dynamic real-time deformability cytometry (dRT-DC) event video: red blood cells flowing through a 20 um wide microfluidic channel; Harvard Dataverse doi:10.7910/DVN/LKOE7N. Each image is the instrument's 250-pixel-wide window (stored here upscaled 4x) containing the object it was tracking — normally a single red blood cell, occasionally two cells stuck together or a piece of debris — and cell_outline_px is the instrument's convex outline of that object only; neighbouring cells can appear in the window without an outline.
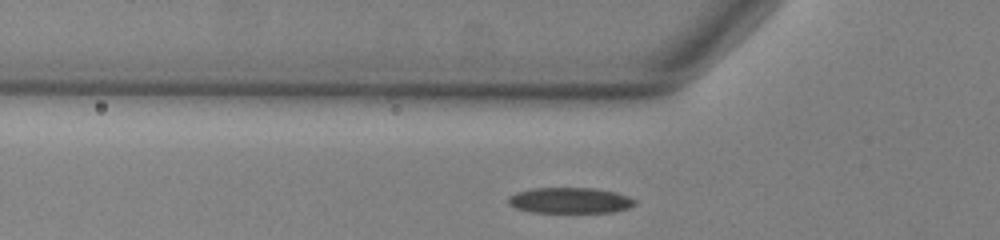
{"species": "common noctule bat (a hibernating species)", "species_latin": "Nyctalus noctula", "temperature_condition": "warm", "stored_images_in_passage": 38, "camera_frame_rate_fps": 3000, "um_per_image_px": 0.085, "animal": {"sex": "male", "body_mass_g": 13.0, "forearm_length_mm": 53.1}, "frame": {"image": 1, "passage_image": 5, "time_ms": 1.333, "image_size_px": [1000, 240], "cell_outline_px": [[636, 204], [628, 208], [612, 212], [532, 212], [516, 208], [508, 204], [508, 196], [516, 192], [532, 188], [592, 188], [612, 192], [628, 196], [636, 200]], "centroid_in_image_um": [48.41, 17.03], "position_along_channel_um": 77.4, "area_um2": 18.9}}
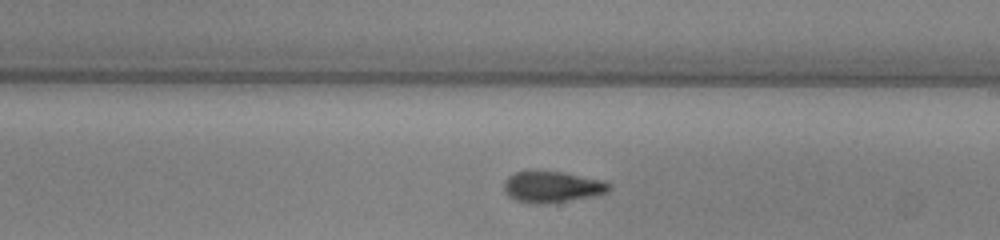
{"frame": {"image": 2, "passage_image": 18, "time_ms": 5.667, "image_size_px": [1000, 240], "cell_outline_px": [[612, 188], [608, 192], [592, 196], [536, 204], [516, 200], [508, 196], [504, 192], [504, 180], [508, 176], [516, 172], [532, 168], [560, 172], [604, 180], [612, 184]], "centroid_in_image_um": [46.89, 15.83], "position_along_channel_um": 242.1, "area_um2": 19.36}}
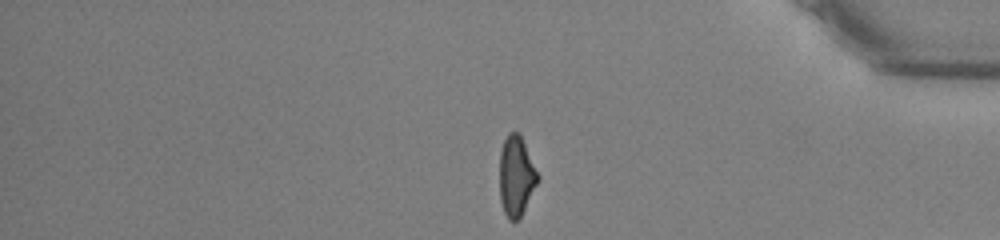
{"frame": {"image": 3, "passage_image": 32, "time_ms": 10.333, "image_size_px": [1000, 240], "cell_outline_px": [[540, 180], [520, 216], [516, 220], [508, 220], [504, 212], [500, 200], [500, 152], [504, 140], [508, 132], [516, 132], [520, 136], [540, 176]], "centroid_in_image_um": [43.88, 14.98], "position_along_channel_um": 391.3, "area_um2": 17.63}, "authors_computed_cell_mechanics": {"area_um2": 18.6116, "velocity_mm_per_s": 3.7943, "shape_relaxation_time_tau1_ms": 5.7771, "shape_relaxation_time_tau2_ms": 2.2897, "deformation_change_tau1": 0.1916, "deformation_change_tau2": 0.094}}